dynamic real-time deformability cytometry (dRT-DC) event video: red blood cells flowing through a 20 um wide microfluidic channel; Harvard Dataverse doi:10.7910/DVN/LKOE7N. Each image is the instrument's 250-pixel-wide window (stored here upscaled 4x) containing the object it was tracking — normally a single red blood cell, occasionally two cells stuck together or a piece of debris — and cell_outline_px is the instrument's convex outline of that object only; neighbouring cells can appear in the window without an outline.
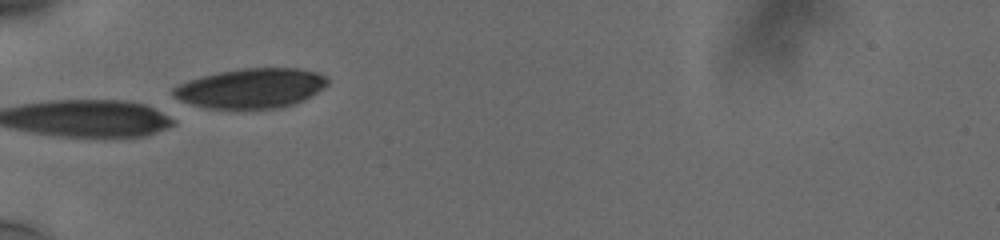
{"species": "human", "species_latin": "Homo sapiens", "temperature_condition": "cold", "stored_images_in_passage": 12, "camera_frame_rate_fps": 3000, "um_per_image_px": 0.085, "donor": {"sex": "male"}, "frame": {"image": 1, "passage_image": 1, "time_ms": 0.0, "image_size_px": [1000, 240], "cell_outline_px": [[328, 84], [324, 88], [304, 100], [296, 104], [280, 108], [208, 108], [192, 104], [180, 100], [172, 96], [172, 88], [188, 80], [220, 72], [240, 68], [300, 68], [316, 72], [324, 76], [328, 80]], "centroid_in_image_um": [21.36, 7.5], "position_along_channel_um": 63.6, "area_um2": 35.66}}